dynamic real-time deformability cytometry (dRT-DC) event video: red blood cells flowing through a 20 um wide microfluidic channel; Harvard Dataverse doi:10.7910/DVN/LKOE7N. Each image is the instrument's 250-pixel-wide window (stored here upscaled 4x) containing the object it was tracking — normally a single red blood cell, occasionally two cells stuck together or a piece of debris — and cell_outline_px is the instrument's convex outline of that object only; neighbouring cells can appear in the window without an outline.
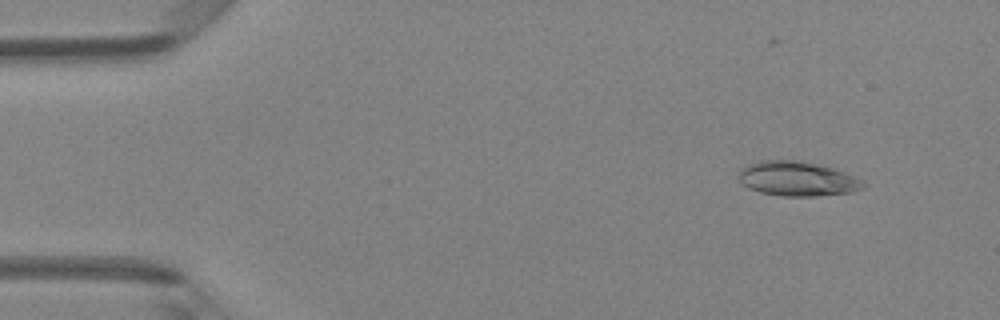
{"species": "Egyptian fruit bat (a non-hibernating species)", "species_latin": "Rousettus aegyptiacus", "temperature_condition": "room temperature", "stored_images_in_passage": 48, "camera_frame_rate_fps": 3000, "um_per_image_px": 0.085, "animal": {"sex": "female"}, "frame": {"image": 1, "passage_image": 5, "time_ms": 1.333, "image_size_px": [1000, 320], "cell_outline_px": [[868, 184], [864, 188], [852, 192], [812, 196], [780, 196], [760, 192], [748, 188], [740, 184], [736, 176], [740, 168], [744, 164], [756, 160], [800, 160], [820, 164], [844, 172], [864, 180]], "centroid_in_image_um": [67.71, 15.18], "position_along_channel_um": 17.3, "area_um2": 25.78}}
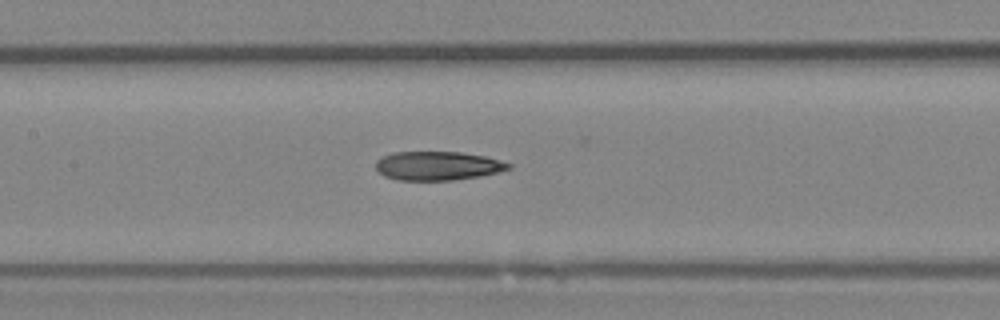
{"frame": {"image": 2, "passage_image": 23, "time_ms": 7.333, "image_size_px": [1000, 320], "cell_outline_px": [[512, 168], [480, 176], [452, 180], [396, 180], [384, 176], [376, 168], [376, 160], [392, 152], [460, 152], [484, 156], [500, 160], [512, 164]], "centroid_in_image_um": [37.2, 14.09], "position_along_channel_um": 170.2, "area_um2": 22.25}}
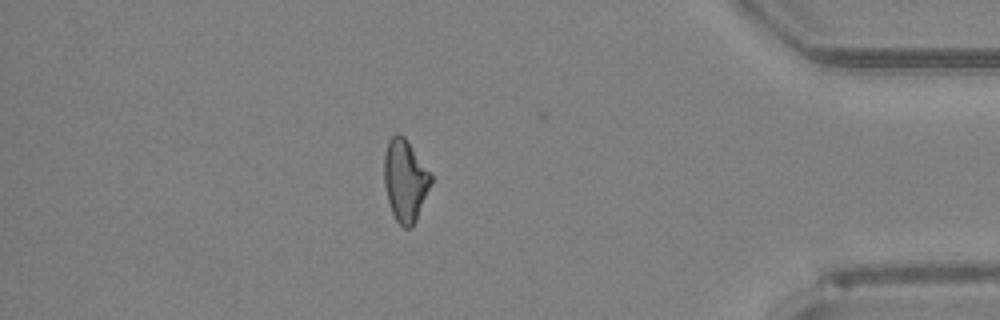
{"frame": {"image": 3, "passage_image": 42, "time_ms": 13.667, "image_size_px": [1000, 320], "cell_outline_px": [[432, 180], [416, 220], [412, 228], [404, 228], [396, 220], [392, 212], [388, 200], [384, 184], [384, 152], [388, 140], [396, 132], [400, 132], [404, 136], [432, 176]], "centroid_in_image_um": [34.41, 15.32], "position_along_channel_um": 400.8, "area_um2": 22.14}, "authors_computed_cell_mechanics": {"area_um2": 23.1778, "velocity_mm_per_s": 4.2229, "shape_relaxation_time_tau1_ms": null, "shape_relaxation_time_tau2_ms": 2.5141, "deformation_change_tau1": null, "deformation_change_tau2": 0.1062}}